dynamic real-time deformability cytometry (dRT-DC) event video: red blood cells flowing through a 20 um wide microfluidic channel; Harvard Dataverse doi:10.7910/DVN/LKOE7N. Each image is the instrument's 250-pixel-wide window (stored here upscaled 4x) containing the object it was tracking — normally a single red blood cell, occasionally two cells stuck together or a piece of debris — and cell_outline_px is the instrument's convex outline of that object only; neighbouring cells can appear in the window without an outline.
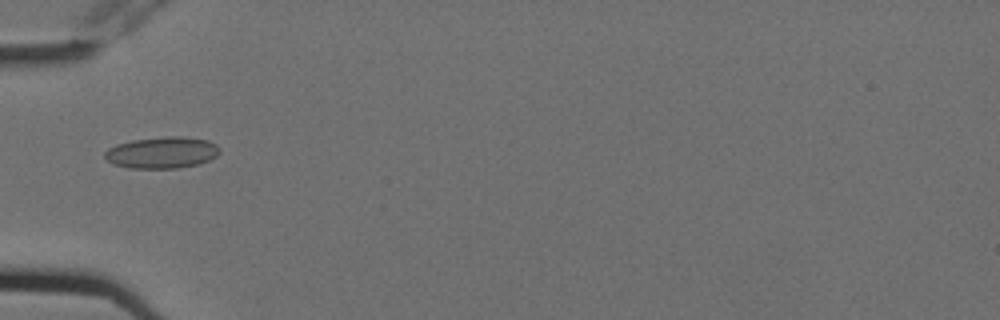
{"species": "Egyptian fruit bat (a non-hibernating species)", "species_latin": "Rousettus aegyptiacus", "temperature_condition": "cold", "stored_images_in_passage": 7, "camera_frame_rate_fps": 3000, "um_per_image_px": 0.085, "animal": {"sex": "female"}, "frame": {"image": 1, "passage_image": 4, "time_ms": 1.0, "image_size_px": [1000, 320], "cell_outline_px": [[220, 152], [216, 156], [200, 164], [176, 168], [128, 168], [112, 164], [104, 156], [104, 152], [108, 148], [116, 144], [132, 140], [168, 136], [180, 136], [208, 140], [216, 144], [220, 148]], "centroid_in_image_um": [13.76, 12.97], "position_along_channel_um": 71.2, "area_um2": 21.21}}
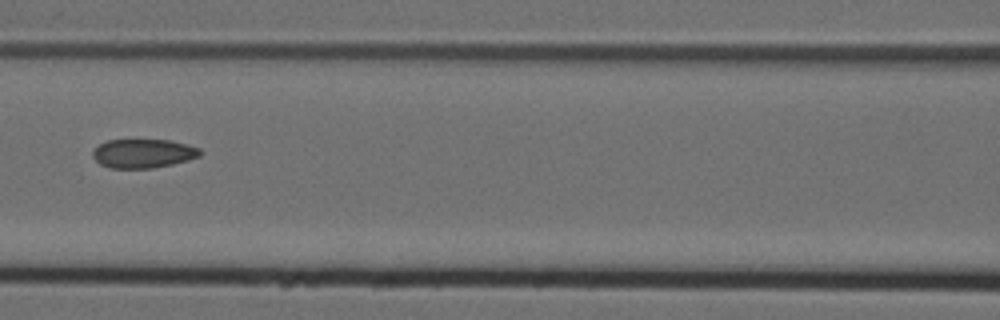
{"frame": {"image": 2, "passage_image": 6, "time_ms": 1.667, "image_size_px": [1000, 320], "cell_outline_px": [[200, 156], [188, 160], [172, 164], [152, 168], [108, 168], [100, 164], [92, 156], [92, 152], [100, 144], [108, 140], [168, 140], [200, 148]], "centroid_in_image_um": [12.15, 13.05], "position_along_channel_um": 154.5, "area_um2": 17.92}}
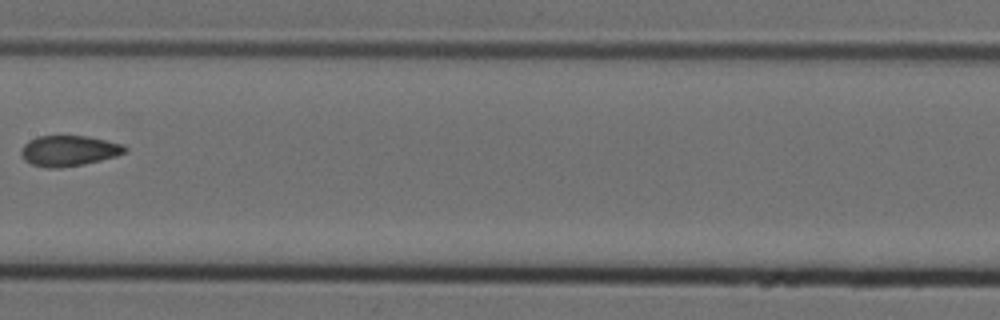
{"frame": {"image": 3, "passage_image": 7, "time_ms": 2.0, "image_size_px": [1000, 320], "cell_outline_px": [[128, 152], [116, 156], [84, 164], [60, 168], [44, 168], [32, 164], [24, 160], [20, 156], [20, 152], [24, 144], [28, 140], [36, 136], [88, 136], [124, 144], [128, 148]], "centroid_in_image_um": [5.85, 12.81], "position_along_channel_um": 201.6, "area_um2": 18.79}}